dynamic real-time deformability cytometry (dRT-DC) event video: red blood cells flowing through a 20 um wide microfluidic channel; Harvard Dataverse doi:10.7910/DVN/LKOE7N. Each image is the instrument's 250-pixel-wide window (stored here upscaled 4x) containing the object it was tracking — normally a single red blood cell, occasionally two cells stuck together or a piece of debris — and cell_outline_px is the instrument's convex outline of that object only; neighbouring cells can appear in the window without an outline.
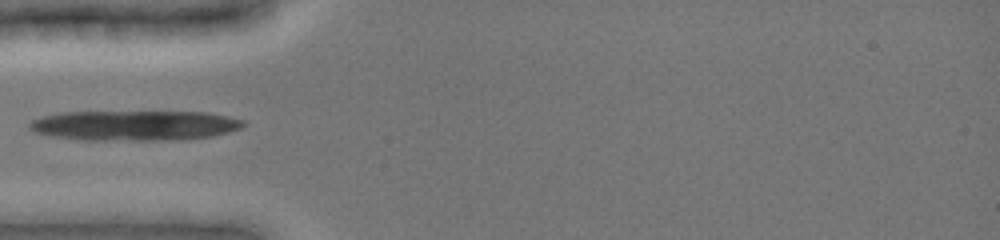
{"species": "common noctule bat (a hibernating species)", "species_latin": "Nyctalus noctula", "temperature_condition": "cold", "stored_images_in_passage": 31, "camera_frame_rate_fps": 3000, "um_per_image_px": 0.085, "animal": {"sex": "female", "body_mass_g": 19.0, "forearm_length_mm": 51.5}, "frame": {"image": 1, "passage_image": 1, "time_ms": 0.0, "image_size_px": [1000, 240], "cell_outline_px": [[248, 124], [244, 128], [212, 136], [176, 140], [84, 140], [48, 136], [36, 132], [28, 128], [28, 124], [32, 120], [40, 116], [60, 112], [208, 112], [228, 116], [244, 120]], "centroid_in_image_um": [11.45, 10.66], "position_along_channel_um": 73.6, "area_um2": 37.92}}
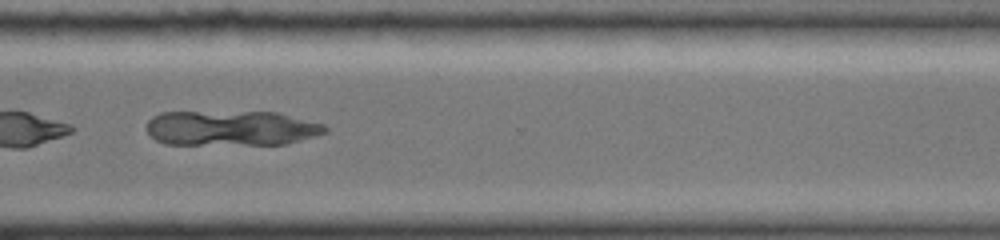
{"frame": {"image": 2, "passage_image": 22, "time_ms": 7.0, "image_size_px": [1000, 240], "cell_outline_px": [[328, 132], [288, 144], [164, 144], [156, 140], [144, 128], [148, 120], [152, 116], [160, 112], [276, 112], [324, 124], [328, 128]], "centroid_in_image_um": [19.64, 10.89], "position_along_channel_um": 351.0, "area_um2": 36.7}}